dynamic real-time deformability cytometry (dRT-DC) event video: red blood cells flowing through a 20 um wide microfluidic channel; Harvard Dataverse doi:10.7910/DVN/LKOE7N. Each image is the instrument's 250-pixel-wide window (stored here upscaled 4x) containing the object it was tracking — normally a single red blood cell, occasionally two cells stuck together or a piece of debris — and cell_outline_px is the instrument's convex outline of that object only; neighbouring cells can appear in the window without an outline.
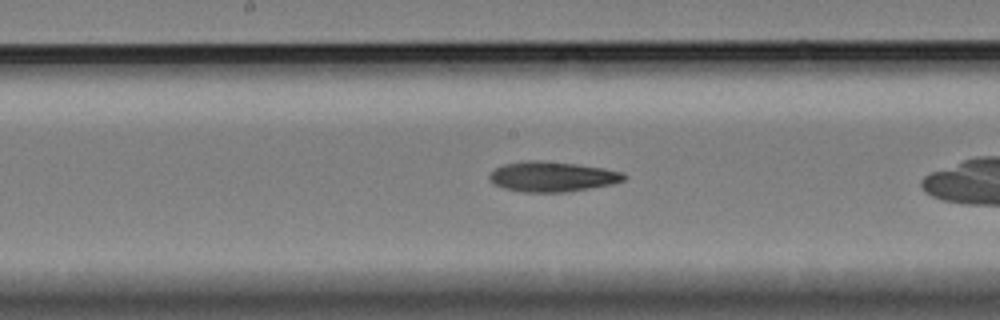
{"species": "Egyptian fruit bat (a non-hibernating species)", "species_latin": "Rousettus aegyptiacus", "temperature_condition": "cold", "stored_images_in_passage": 33, "camera_frame_rate_fps": 3000, "um_per_image_px": 0.085, "animal": {"sex": "female"}, "frame": {"image": 1, "passage_image": 15, "time_ms": 4.667, "image_size_px": [1000, 320], "cell_outline_px": [[628, 176], [624, 180], [612, 184], [568, 192], [520, 192], [504, 188], [492, 184], [488, 176], [496, 168], [504, 164], [528, 160], [540, 160], [576, 164], [604, 168], [624, 172]], "centroid_in_image_um": [46.95, 15.02], "position_along_channel_um": 201.3, "area_um2": 23.76}}
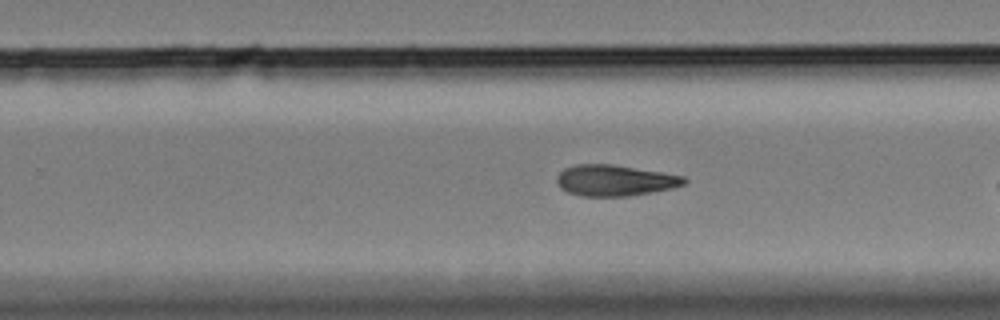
{"frame": {"image": 2, "passage_image": 22, "time_ms": 7.0, "image_size_px": [1000, 320], "cell_outline_px": [[688, 180], [684, 184], [672, 188], [652, 192], [628, 196], [580, 196], [568, 192], [560, 188], [556, 184], [556, 176], [564, 168], [576, 164], [612, 164], [684, 176]], "centroid_in_image_um": [52.22, 15.33], "position_along_channel_um": 277.6, "area_um2": 23.06}}
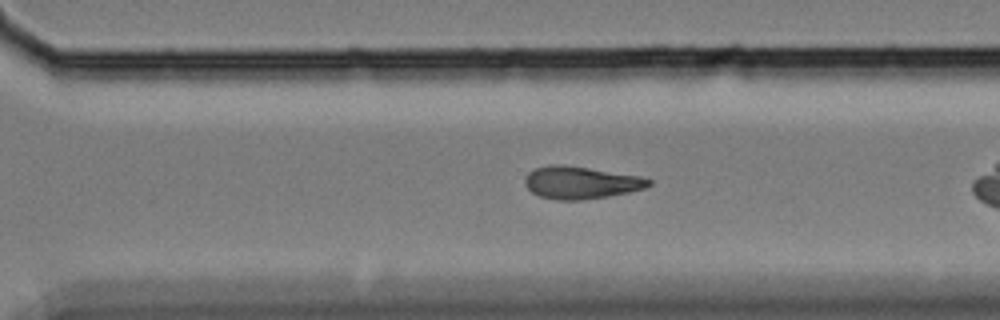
{"frame": {"image": 3, "passage_image": 26, "time_ms": 8.333, "image_size_px": [1000, 320], "cell_outline_px": [[652, 184], [644, 188], [628, 192], [608, 196], [580, 200], [556, 200], [540, 196], [532, 192], [524, 184], [524, 176], [528, 172], [536, 168], [552, 164], [564, 164], [640, 176], [652, 180]], "centroid_in_image_um": [49.34, 15.51], "position_along_channel_um": 321.3, "area_um2": 23.41}}